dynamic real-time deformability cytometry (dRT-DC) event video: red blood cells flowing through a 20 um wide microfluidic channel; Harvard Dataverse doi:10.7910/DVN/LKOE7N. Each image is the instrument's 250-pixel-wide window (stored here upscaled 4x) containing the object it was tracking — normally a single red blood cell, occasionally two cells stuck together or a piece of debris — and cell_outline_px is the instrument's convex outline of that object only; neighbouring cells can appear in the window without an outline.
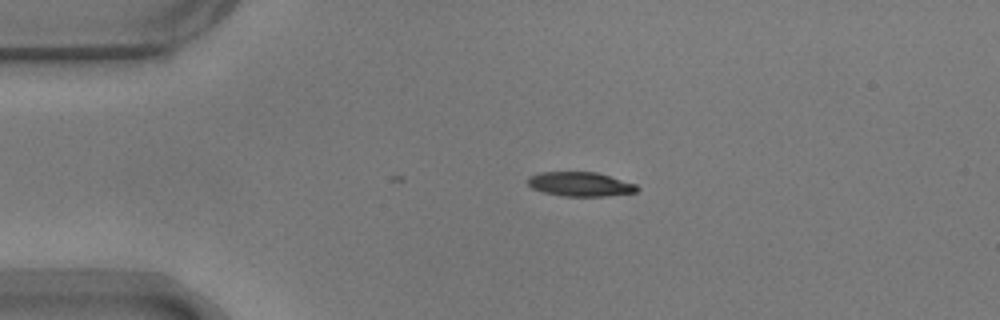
{"species": "common noctule bat (a hibernating species)", "species_latin": "Nyctalus noctula", "temperature_condition": "warm", "stored_images_in_passage": 3, "camera_frame_rate_fps": 3000, "um_per_image_px": 0.085, "animal": {"sex": "male", "body_mass_g": 17.9}, "frame": {"image": 1, "passage_image": 3, "time_ms": 0.667, "image_size_px": [1000, 320], "cell_outline_px": [[640, 188], [636, 192], [604, 196], [564, 196], [544, 192], [532, 188], [528, 184], [528, 176], [540, 172], [596, 172], [636, 184]], "centroid_in_image_um": [49.31, 15.65], "position_along_channel_um": 35.7, "area_um2": 15.37}}